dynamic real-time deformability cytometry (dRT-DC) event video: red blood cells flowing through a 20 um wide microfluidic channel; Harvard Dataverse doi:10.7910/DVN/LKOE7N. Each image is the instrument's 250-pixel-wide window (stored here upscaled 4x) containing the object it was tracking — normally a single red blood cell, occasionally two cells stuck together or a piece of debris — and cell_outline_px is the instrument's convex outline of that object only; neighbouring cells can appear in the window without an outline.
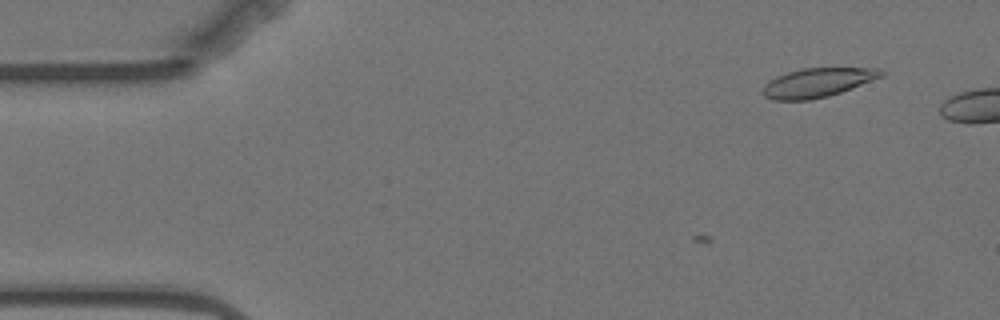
{"species": "Egyptian fruit bat (a non-hibernating species)", "species_latin": "Rousettus aegyptiacus", "temperature_condition": "warm", "stored_images_in_passage": 2, "camera_frame_rate_fps": 3000, "um_per_image_px": 0.085, "animal": {"sex": "female"}, "frame": {"image": 1, "passage_image": 2, "time_ms": 1.0, "image_size_px": [1000, 320], "cell_outline_px": [[888, 72], [884, 76], [852, 88], [828, 96], [808, 100], [772, 100], [764, 96], [760, 92], [764, 84], [768, 80], [776, 76], [800, 68], [880, 68]], "centroid_in_image_um": [69.48, 7.01], "position_along_channel_um": 15.5, "area_um2": 20.35}}